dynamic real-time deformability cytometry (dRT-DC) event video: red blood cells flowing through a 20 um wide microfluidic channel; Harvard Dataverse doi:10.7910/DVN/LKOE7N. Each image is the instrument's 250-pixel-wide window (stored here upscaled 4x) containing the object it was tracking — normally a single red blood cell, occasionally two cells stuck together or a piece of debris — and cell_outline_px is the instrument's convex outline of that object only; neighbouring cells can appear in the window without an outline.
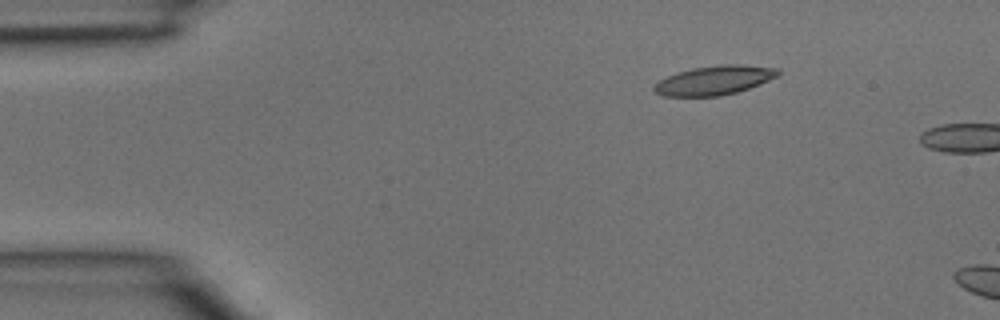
{"species": "common noctule bat (a hibernating species)", "species_latin": "Nyctalus noctula", "temperature_condition": "room temperature", "stored_images_in_passage": 2, "camera_frame_rate_fps": 3000, "um_per_image_px": 0.085, "animal": {"sex": "male", "body_mass_g": 15.6}, "frame": {"image": 1, "passage_image": 1, "time_ms": 0.0, "image_size_px": [1000, 320], "cell_outline_px": [[780, 76], [760, 84], [736, 92], [720, 96], [664, 96], [656, 92], [652, 88], [660, 80], [668, 76], [692, 68], [720, 64], [740, 64], [780, 68]], "centroid_in_image_um": [60.78, 6.81], "position_along_channel_um": 24.2, "area_um2": 21.04}}